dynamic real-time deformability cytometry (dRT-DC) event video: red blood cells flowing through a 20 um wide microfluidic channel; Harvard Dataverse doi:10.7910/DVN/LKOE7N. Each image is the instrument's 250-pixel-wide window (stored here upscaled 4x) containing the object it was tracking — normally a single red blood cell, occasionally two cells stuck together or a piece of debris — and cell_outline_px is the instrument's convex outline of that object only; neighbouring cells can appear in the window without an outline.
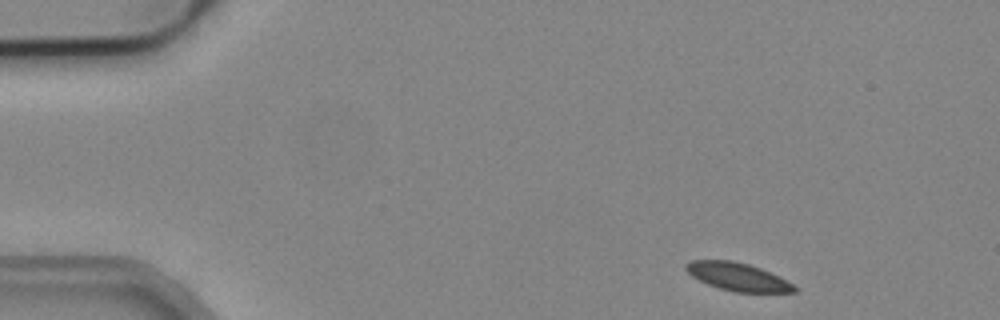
{"species": "common noctule bat (a hibernating species)", "species_latin": "Nyctalus noctula", "temperature_condition": "cold", "stored_images_in_passage": 6, "camera_frame_rate_fps": 3000, "um_per_image_px": 0.085, "animal": {"sex": "male", "body_mass_g": 19.2, "forearm_length_mm": 51.8}, "frame": {"image": 1, "passage_image": 1, "time_ms": 0.0, "image_size_px": [1000, 320], "cell_outline_px": [[796, 292], [732, 292], [708, 284], [692, 276], [684, 268], [684, 264], [688, 260], [732, 260], [748, 264], [760, 268], [780, 276], [792, 284], [796, 288]], "centroid_in_image_um": [62.68, 23.51], "position_along_channel_um": 22.3, "area_um2": 17.63}}
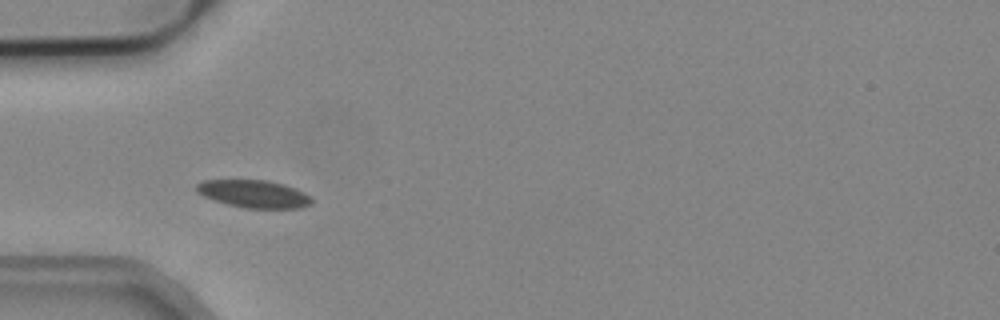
{"frame": {"image": 2, "passage_image": 4, "time_ms": 1.0, "image_size_px": [1000, 320], "cell_outline_px": [[312, 204], [300, 208], [244, 208], [228, 204], [204, 196], [196, 192], [196, 184], [204, 180], [268, 180], [284, 184], [296, 188], [304, 192], [312, 200]], "centroid_in_image_um": [21.59, 16.47], "position_along_channel_um": 63.4, "area_um2": 18.5}}